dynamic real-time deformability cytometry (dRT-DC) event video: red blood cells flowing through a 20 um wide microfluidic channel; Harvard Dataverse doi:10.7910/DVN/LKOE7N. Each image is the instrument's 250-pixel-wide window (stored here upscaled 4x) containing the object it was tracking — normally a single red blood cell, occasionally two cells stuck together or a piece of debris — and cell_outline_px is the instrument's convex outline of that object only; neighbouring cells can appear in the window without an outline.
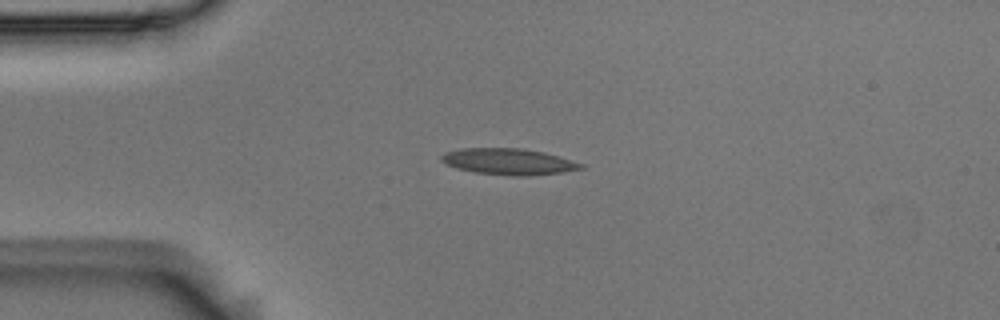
{"species": "Egyptian fruit bat (a non-hibernating species)", "species_latin": "Rousettus aegyptiacus", "temperature_condition": "room temperature", "stored_images_in_passage": 42, "camera_frame_rate_fps": 3000, "um_per_image_px": 0.085, "animal": {"sex": "male"}, "frame": {"image": 1, "passage_image": 1, "time_ms": 0.0, "image_size_px": [1000, 320], "cell_outline_px": [[584, 168], [564, 172], [528, 176], [512, 176], [476, 172], [456, 168], [440, 160], [440, 156], [444, 152], [464, 148], [520, 148], [544, 152], [584, 164]], "centroid_in_image_um": [43.23, 13.74], "position_along_channel_um": 41.8, "area_um2": 21.27}}
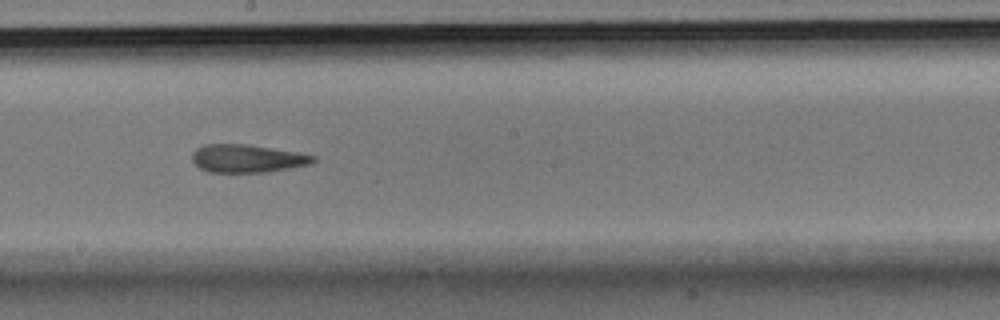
{"frame": {"image": 2, "passage_image": 18, "time_ms": 5.667, "image_size_px": [1000, 320], "cell_outline_px": [[316, 160], [312, 164], [268, 172], [208, 172], [200, 168], [192, 160], [192, 152], [196, 148], [204, 144], [244, 144], [296, 152], [316, 156]], "centroid_in_image_um": [21.0, 13.47], "position_along_channel_um": 227.2, "area_um2": 19.71}}
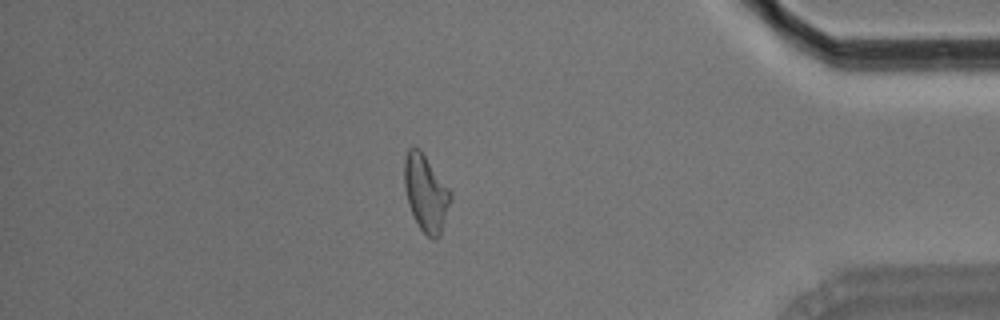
{"frame": {"image": 3, "passage_image": 35, "time_ms": 11.333, "image_size_px": [1000, 320], "cell_outline_px": [[452, 200], [440, 236], [436, 240], [432, 240], [420, 228], [408, 204], [404, 188], [404, 160], [408, 148], [412, 144], [420, 148], [452, 192]], "centroid_in_image_um": [36.21, 16.38], "position_along_channel_um": 399.0, "area_um2": 20.98}, "authors_computed_cell_mechanics": {"area_um2": 20.3456, "velocity_mm_per_s": 3.6602, "shape_relaxation_time_tau1_ms": null, "shape_relaxation_time_tau2_ms": 3.2323, "deformation_change_tau1": null, "deformation_change_tau2": 0.121}}